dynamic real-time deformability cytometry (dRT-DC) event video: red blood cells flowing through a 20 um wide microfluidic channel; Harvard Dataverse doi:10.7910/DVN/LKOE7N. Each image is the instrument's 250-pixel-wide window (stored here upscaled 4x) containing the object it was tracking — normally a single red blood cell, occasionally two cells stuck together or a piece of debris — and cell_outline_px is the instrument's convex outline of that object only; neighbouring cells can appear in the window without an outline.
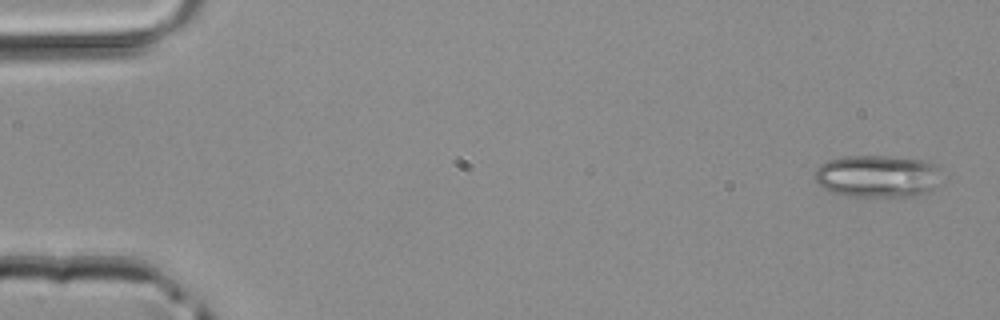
{"species": "common noctule bat (a hibernating species)", "species_latin": "Nyctalus noctula", "temperature_condition": "room temperature", "stored_images_in_passage": 4, "segment_of_instrument_passage": [1, 2], "camera_frame_rate_fps": 3000, "um_per_image_px": 0.085, "animal": {"sex": "male", "body_mass_g": 20.4}, "frame": {"image": 1, "passage_image": 1, "time_ms": 0.0, "image_size_px": [1000, 320], "cell_outline_px": [[940, 168], [932, 188], [928, 192], [920, 196], [844, 196], [832, 192], [824, 188], [816, 180], [816, 168], [820, 164], [828, 160], [840, 156], [884, 156], [924, 160], [936, 164]], "centroid_in_image_um": [74.55, 14.97], "position_along_channel_um": 10.5, "area_um2": 31.1}}
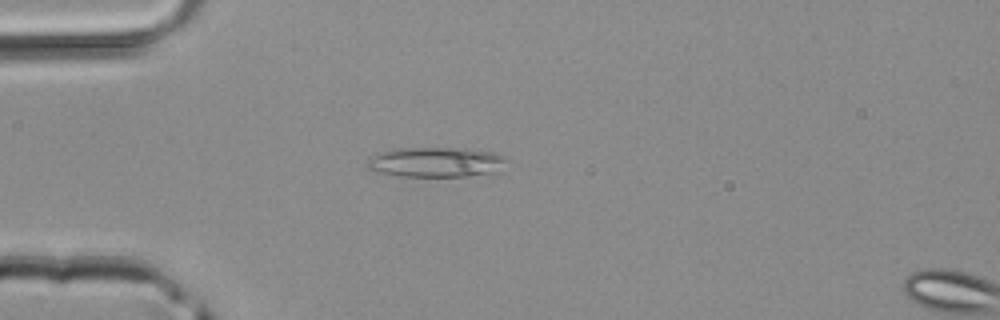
{"frame": {"image": 2, "passage_image": 3, "time_ms": 0.667, "image_size_px": [1000, 320], "cell_outline_px": [[508, 160], [500, 172], [492, 176], [396, 176], [380, 172], [368, 168], [364, 164], [372, 156], [384, 152], [400, 148], [468, 148], [496, 152], [508, 156]], "centroid_in_image_um": [37.23, 13.79], "position_along_channel_um": 47.8, "area_um2": 25.03}}